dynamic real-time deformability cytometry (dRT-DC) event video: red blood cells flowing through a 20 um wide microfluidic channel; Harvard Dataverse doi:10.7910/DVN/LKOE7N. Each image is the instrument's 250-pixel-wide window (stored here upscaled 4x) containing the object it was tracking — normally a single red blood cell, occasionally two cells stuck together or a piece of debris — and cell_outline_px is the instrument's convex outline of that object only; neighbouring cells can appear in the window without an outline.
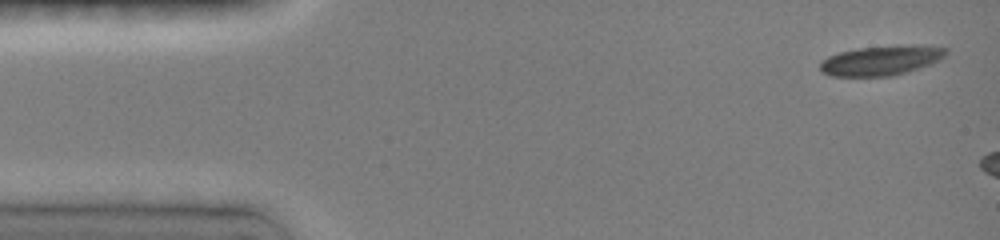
{"species": "common noctule bat (a hibernating species)", "species_latin": "Nyctalus noctula", "temperature_condition": "room temperature", "stored_images_in_passage": 3, "camera_frame_rate_fps": 3000, "um_per_image_px": 0.085, "animal": {"sex": "female", "body_mass_g": 19.0, "forearm_length_mm": 51.5}, "frame": {"image": 1, "passage_image": 1, "time_ms": 0.0, "image_size_px": [1000, 240], "cell_outline_px": [[948, 52], [940, 60], [892, 76], [832, 76], [820, 72], [820, 60], [828, 56], [840, 52], [856, 48], [900, 44], [920, 44], [948, 48]], "centroid_in_image_um": [74.89, 5.11], "position_along_channel_um": 10.1, "area_um2": 22.08}}